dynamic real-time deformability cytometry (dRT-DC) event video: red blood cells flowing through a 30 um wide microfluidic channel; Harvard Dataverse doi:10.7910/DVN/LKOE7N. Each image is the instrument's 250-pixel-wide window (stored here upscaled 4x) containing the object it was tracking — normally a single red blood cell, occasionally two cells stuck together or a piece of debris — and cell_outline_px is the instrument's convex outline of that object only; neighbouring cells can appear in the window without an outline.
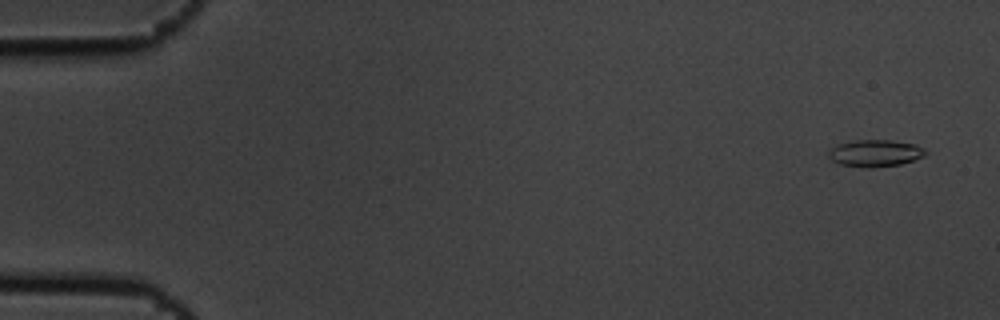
{"species": "common noctule bat (a hibernating species)", "species_latin": "Nyctalus noctula", "temperature_condition": "cold", "stored_images_in_passage": 4, "camera_frame_rate_fps": 3000, "um_per_image_px": 0.085, "animal": {"sex": "male", "body_mass_g": 19.5, "forearm_length_mm": 54.6}, "frame": {"image": 1, "passage_image": 1, "time_ms": 0.0, "image_size_px": [1000, 320], "cell_outline_px": [[928, 152], [924, 156], [900, 164], [872, 168], [860, 168], [840, 164], [832, 160], [828, 156], [828, 152], [836, 144], [856, 140], [892, 140], [916, 144], [924, 148]], "centroid_in_image_um": [74.39, 13.02], "position_along_channel_um": 10.6, "area_um2": 15.37}}